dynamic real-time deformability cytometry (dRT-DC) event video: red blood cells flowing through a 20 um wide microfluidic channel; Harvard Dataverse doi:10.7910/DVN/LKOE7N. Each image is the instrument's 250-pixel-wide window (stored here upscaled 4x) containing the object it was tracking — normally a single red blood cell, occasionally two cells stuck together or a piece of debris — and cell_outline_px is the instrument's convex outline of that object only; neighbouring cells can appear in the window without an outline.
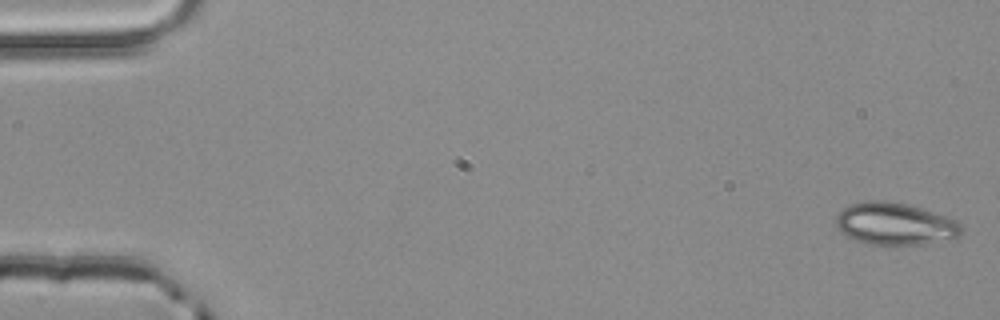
{"species": "common noctule bat (a hibernating species)", "species_latin": "Nyctalus noctula", "temperature_condition": "room temperature", "stored_images_in_passage": 4, "camera_frame_rate_fps": 3000, "um_per_image_px": 0.085, "animal": {"sex": "male", "body_mass_g": 20.4}, "frame": {"image": 1, "passage_image": 1, "time_ms": 0.0, "image_size_px": [1000, 320], "cell_outline_px": [[964, 228], [960, 236], [924, 244], [884, 248], [852, 240], [840, 232], [836, 228], [836, 216], [844, 208], [852, 204], [868, 200], [884, 200], [908, 204], [956, 220]], "centroid_in_image_um": [76.03, 19.08], "position_along_channel_um": 9.0, "area_um2": 31.62}}